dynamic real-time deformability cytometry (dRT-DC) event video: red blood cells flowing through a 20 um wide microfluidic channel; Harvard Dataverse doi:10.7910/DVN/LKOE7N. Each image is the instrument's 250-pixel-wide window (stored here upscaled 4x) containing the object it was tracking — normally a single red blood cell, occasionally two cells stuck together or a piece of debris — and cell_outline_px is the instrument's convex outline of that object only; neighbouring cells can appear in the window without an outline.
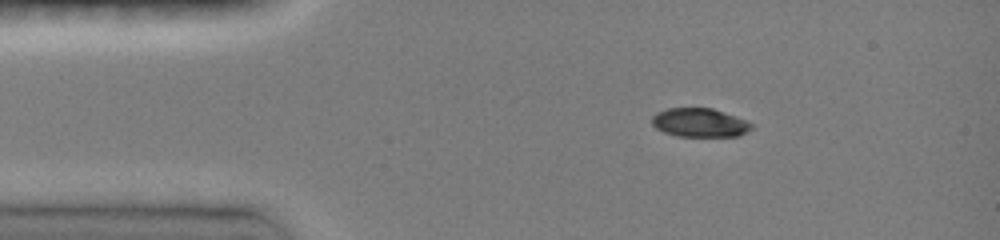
{"species": "common noctule bat (a hibernating species)", "species_latin": "Nyctalus noctula", "temperature_condition": "room temperature", "stored_images_in_passage": 6, "camera_frame_rate_fps": 3000, "um_per_image_px": 0.085, "animal": {"sex": "female", "body_mass_g": 19.0, "forearm_length_mm": 51.5}, "frame": {"image": 1, "passage_image": 1, "time_ms": 0.0, "image_size_px": [1000, 240], "cell_outline_px": [[752, 128], [748, 132], [736, 136], [676, 136], [664, 132], [656, 128], [652, 124], [652, 116], [656, 112], [668, 108], [712, 108], [736, 116], [752, 124]], "centroid_in_image_um": [59.45, 10.42], "position_along_channel_um": 25.5, "area_um2": 16.65}}
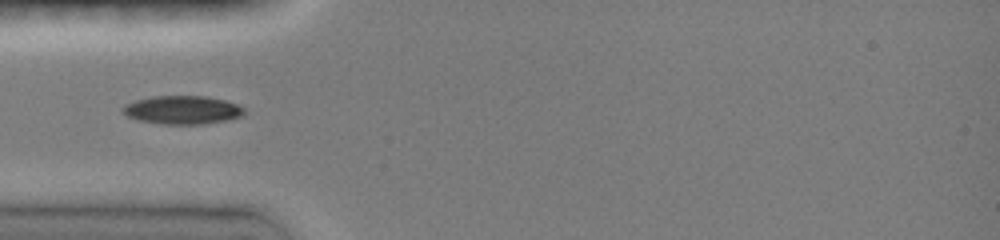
{"frame": {"image": 2, "passage_image": 4, "time_ms": 2.333, "image_size_px": [1000, 240], "cell_outline_px": [[244, 116], [228, 120], [204, 124], [160, 124], [140, 120], [128, 116], [120, 108], [124, 104], [136, 100], [152, 96], [208, 96], [224, 100], [236, 104], [244, 108]], "centroid_in_image_um": [15.52, 9.34], "position_along_channel_um": 69.5, "area_um2": 20.17}}
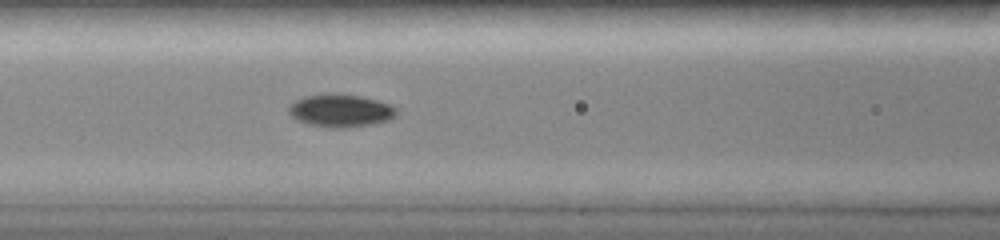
{"frame": {"image": 3, "passage_image": 6, "time_ms": 4.0, "image_size_px": [1000, 240], "cell_outline_px": [[396, 116], [388, 120], [372, 124], [348, 128], [328, 128], [308, 124], [296, 120], [288, 112], [288, 104], [304, 96], [332, 92], [360, 96], [392, 104], [396, 108]], "centroid_in_image_um": [28.92, 9.4], "position_along_channel_um": 137.7, "area_um2": 20.98}}